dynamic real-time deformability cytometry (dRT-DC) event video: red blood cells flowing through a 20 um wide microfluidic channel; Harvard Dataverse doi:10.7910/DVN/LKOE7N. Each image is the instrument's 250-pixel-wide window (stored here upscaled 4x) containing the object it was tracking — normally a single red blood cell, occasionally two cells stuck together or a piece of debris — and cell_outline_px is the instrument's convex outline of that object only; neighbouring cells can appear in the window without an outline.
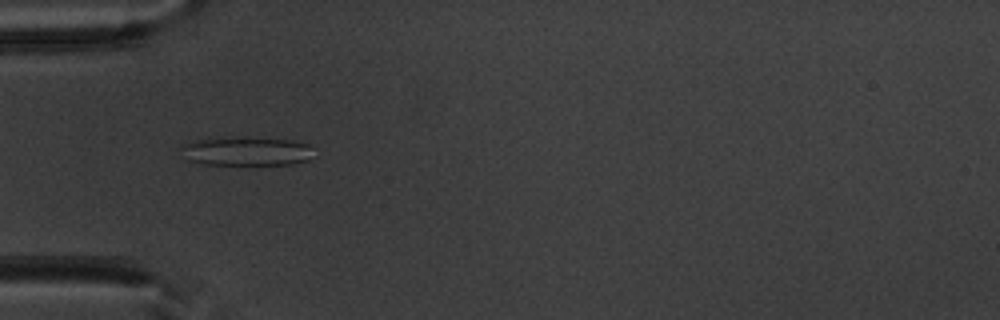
{"species": "common noctule bat (a hibernating species)", "species_latin": "Nyctalus noctula", "temperature_condition": "warm", "stored_images_in_passage": 44, "camera_frame_rate_fps": 3000, "um_per_image_px": 0.085, "animal": {"sex": "male", "body_mass_g": 20.1, "forearm_length_mm": 53.5}, "frame": {"image": 1, "passage_image": 9, "time_ms": 2.667, "image_size_px": [1000, 320], "cell_outline_px": [[316, 156], [308, 160], [292, 164], [204, 164], [188, 160], [180, 148], [180, 144], [208, 136], [244, 136], [292, 140], [308, 144]], "centroid_in_image_um": [20.91, 12.81], "position_along_channel_um": 64.1, "area_um2": 23.12}}
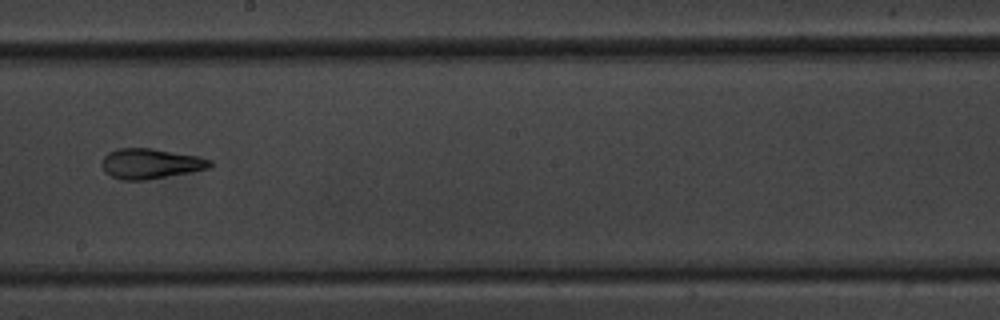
{"frame": {"image": 2, "passage_image": 22, "time_ms": 7.0, "image_size_px": [1000, 320], "cell_outline_px": [[212, 164], [208, 168], [192, 172], [144, 180], [120, 180], [104, 172], [100, 164], [104, 156], [108, 152], [116, 148], [152, 148], [200, 156], [212, 160]], "centroid_in_image_um": [12.77, 13.9], "position_along_channel_um": 235.4, "area_um2": 19.25}}
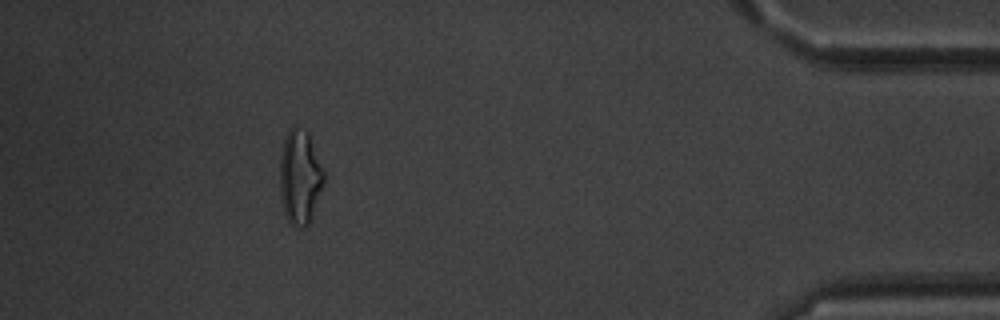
{"frame": {"image": 3, "passage_image": 39, "time_ms": 12.667, "image_size_px": [1000, 320], "cell_outline_px": [[324, 180], [312, 216], [308, 224], [304, 228], [300, 228], [292, 224], [288, 220], [284, 212], [280, 196], [280, 156], [284, 140], [292, 124], [308, 132], [324, 168]], "centroid_in_image_um": [25.49, 15.03], "position_along_channel_um": 409.7, "area_um2": 24.22}, "authors_computed_cell_mechanics": {"area_um2": 20.8369, "velocity_mm_per_s": 3.982, "shape_relaxation_time_tau1_ms": 6.6252, "shape_relaxation_time_tau2_ms": 2.3571, "deformation_change_tau1": 0.1893, "deformation_change_tau2": 0.1304}}